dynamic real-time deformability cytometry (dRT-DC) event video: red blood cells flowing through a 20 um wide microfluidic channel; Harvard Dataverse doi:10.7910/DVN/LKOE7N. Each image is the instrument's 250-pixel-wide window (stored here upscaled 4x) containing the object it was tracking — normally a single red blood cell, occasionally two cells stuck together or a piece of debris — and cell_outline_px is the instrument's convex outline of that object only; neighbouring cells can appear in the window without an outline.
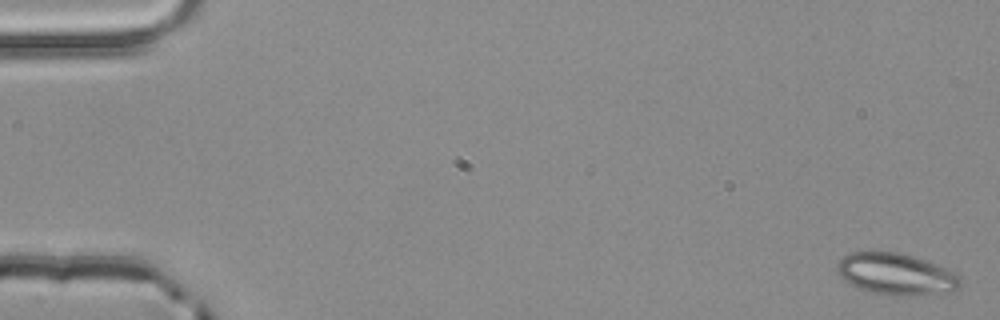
{"species": "common noctule bat (a hibernating species)", "species_latin": "Nyctalus noctula", "temperature_condition": "room temperature", "stored_images_in_passage": 4, "camera_frame_rate_fps": 3000, "um_per_image_px": 0.085, "animal": {"sex": "male", "body_mass_g": 20.4}, "frame": {"image": 1, "passage_image": 1, "time_ms": 0.0, "image_size_px": [1000, 320], "cell_outline_px": [[964, 280], [960, 288], [952, 292], [904, 296], [892, 296], [868, 292], [844, 280], [836, 272], [836, 264], [844, 256], [852, 252], [896, 252], [912, 256], [936, 264], [952, 272]], "centroid_in_image_um": [76.17, 23.32], "position_along_channel_um": 8.8, "area_um2": 29.94}}